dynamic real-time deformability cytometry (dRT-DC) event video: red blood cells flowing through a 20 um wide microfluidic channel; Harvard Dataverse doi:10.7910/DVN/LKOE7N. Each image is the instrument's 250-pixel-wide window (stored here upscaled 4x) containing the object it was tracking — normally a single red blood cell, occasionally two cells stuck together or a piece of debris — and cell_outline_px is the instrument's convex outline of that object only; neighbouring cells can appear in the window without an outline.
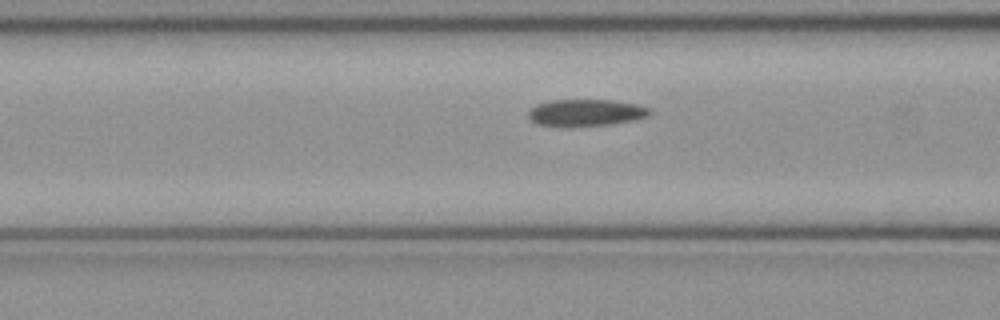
{"species": "common noctule bat (a hibernating species)", "species_latin": "Nyctalus noctula", "temperature_condition": "cold", "stored_images_in_passage": 14, "camera_frame_rate_fps": 3000, "um_per_image_px": 0.085, "animal": {"sex": "female", "body_mass_g": 21.9}, "frame": {"image": 1, "passage_image": 12, "time_ms": 3.667, "image_size_px": [1000, 320], "cell_outline_px": [[652, 112], [648, 116], [636, 120], [612, 124], [536, 124], [528, 116], [528, 112], [536, 104], [552, 100], [616, 100], [636, 104], [652, 108]], "centroid_in_image_um": [49.9, 9.53], "position_along_channel_um": 116.7, "area_um2": 18.44}}